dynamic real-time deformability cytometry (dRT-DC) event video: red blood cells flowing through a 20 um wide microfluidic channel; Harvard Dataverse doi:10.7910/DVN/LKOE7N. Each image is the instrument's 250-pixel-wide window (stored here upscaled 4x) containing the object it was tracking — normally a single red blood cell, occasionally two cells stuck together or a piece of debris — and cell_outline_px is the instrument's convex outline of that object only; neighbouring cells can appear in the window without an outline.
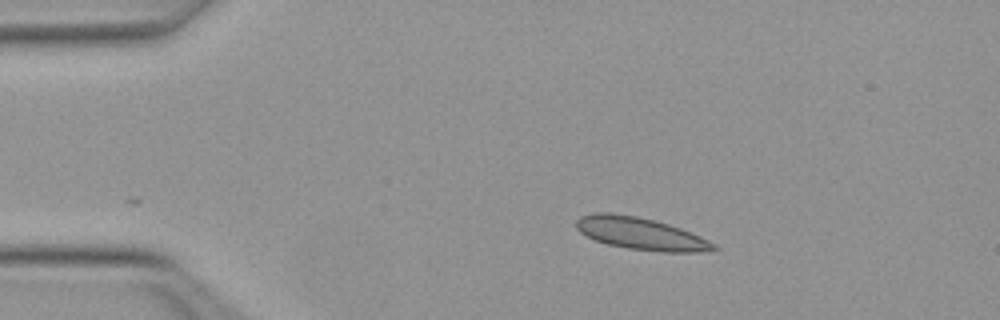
{"species": "Egyptian fruit bat (a non-hibernating species)", "species_latin": "Rousettus aegyptiacus", "temperature_condition": "warm", "stored_images_in_passage": 43, "camera_frame_rate_fps": 3000, "um_per_image_px": 0.085, "animal": {"sex": "female"}, "frame": {"image": 1, "passage_image": 1, "time_ms": 0.0, "image_size_px": [1000, 320], "cell_outline_px": [[720, 248], [700, 252], [660, 252], [628, 248], [608, 244], [596, 240], [580, 232], [576, 228], [576, 220], [580, 216], [592, 212], [612, 212], [636, 216], [668, 224], [680, 228], [700, 236], [716, 244]], "centroid_in_image_um": [54.45, 19.85], "position_along_channel_um": 30.6, "area_um2": 25.78}}
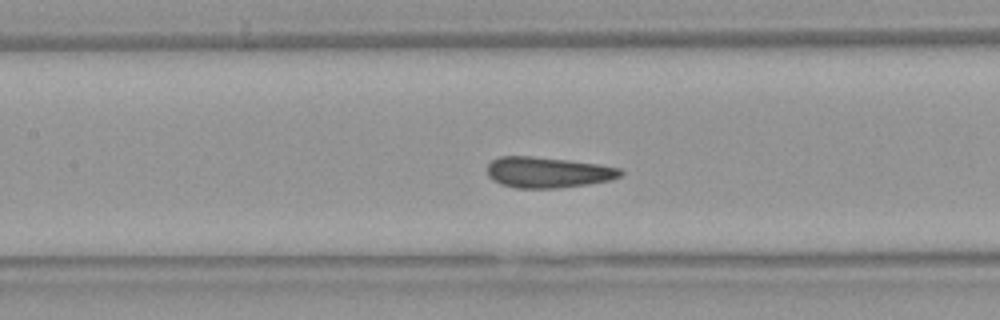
{"frame": {"image": 2, "passage_image": 15, "time_ms": 4.667, "image_size_px": [1000, 320], "cell_outline_px": [[624, 172], [620, 176], [612, 180], [588, 184], [556, 188], [516, 188], [500, 184], [492, 180], [488, 176], [488, 164], [492, 160], [500, 156], [532, 156], [568, 160], [596, 164], [620, 168]], "centroid_in_image_um": [46.55, 14.65], "position_along_channel_um": 160.9, "area_um2": 23.93}}
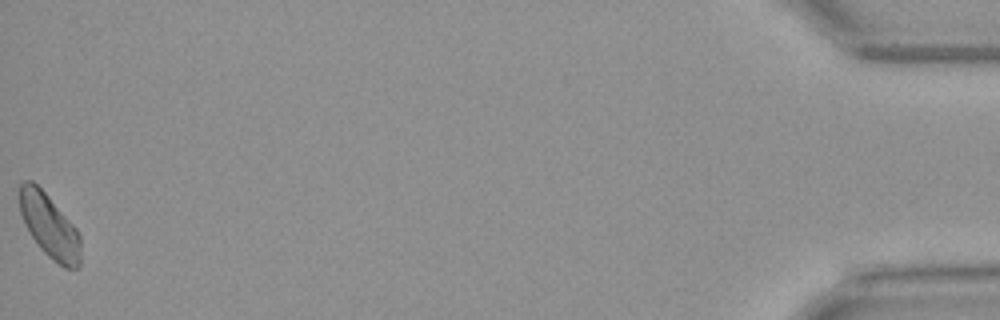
{"frame": {"image": 3, "passage_image": 43, "time_ms": 14.0, "image_size_px": [1000, 320], "cell_outline_px": [[80, 268], [64, 268], [52, 260], [40, 248], [24, 224], [20, 212], [20, 184], [24, 180], [32, 180], [48, 196], [76, 228], [80, 236]], "centroid_in_image_um": [4.21, 19.23], "position_along_channel_um": 431.0, "area_um2": 22.48}, "authors_computed_cell_mechanics": {"area_um2": 23.4668, "velocity_mm_per_s": 3.9703, "shape_relaxation_time_tau1_ms": null, "shape_relaxation_time_tau2_ms": 1.3804, "deformation_change_tau1": null, "deformation_change_tau2": 0.0755}}